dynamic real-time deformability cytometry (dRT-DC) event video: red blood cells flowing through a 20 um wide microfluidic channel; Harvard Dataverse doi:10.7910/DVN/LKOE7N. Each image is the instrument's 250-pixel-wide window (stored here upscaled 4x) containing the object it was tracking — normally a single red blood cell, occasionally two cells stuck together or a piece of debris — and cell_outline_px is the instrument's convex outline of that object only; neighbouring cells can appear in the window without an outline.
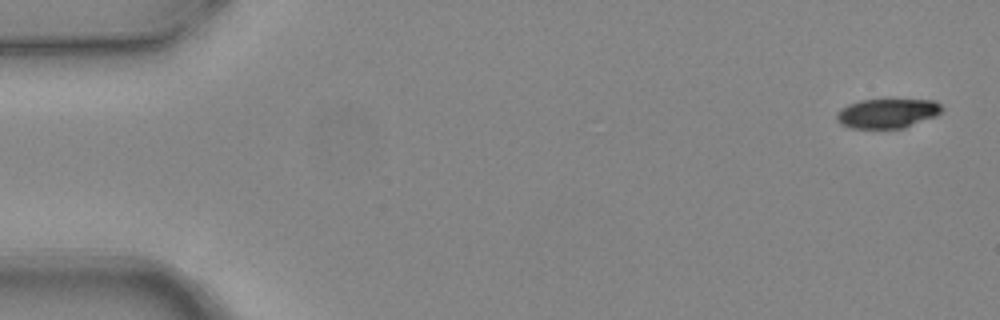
{"species": "common noctule bat (a hibernating species)", "species_latin": "Nyctalus noctula", "temperature_condition": "warm", "stored_images_in_passage": 3, "camera_frame_rate_fps": 3000, "um_per_image_px": 0.085, "animal": {"sex": "female", "body_mass_g": 24.6, "forearm_length_mm": 56.2}, "frame": {"image": 1, "passage_image": 1, "time_ms": 0.0, "image_size_px": [1000, 320], "cell_outline_px": [[944, 108], [936, 116], [904, 128], [852, 128], [840, 124], [836, 120], [836, 112], [840, 108], [848, 104], [860, 100], [932, 100], [940, 104]], "centroid_in_image_um": [75.39, 9.64], "position_along_channel_um": 9.6, "area_um2": 18.09}}
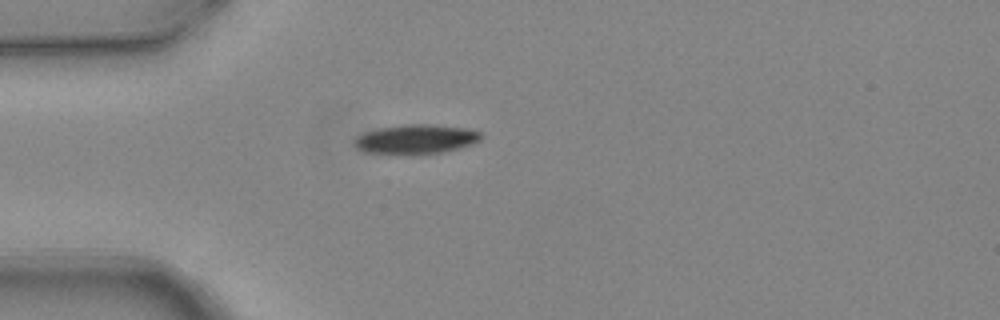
{"frame": {"image": 2, "passage_image": 2, "time_ms": 0.333, "image_size_px": [1000, 320], "cell_outline_px": [[480, 140], [472, 144], [460, 148], [440, 152], [412, 156], [404, 156], [364, 152], [356, 148], [352, 144], [352, 140], [356, 136], [364, 132], [380, 128], [404, 124], [428, 124], [464, 128], [480, 132]], "centroid_in_image_um": [35.25, 11.86], "position_along_channel_um": 49.7, "area_um2": 22.2}}